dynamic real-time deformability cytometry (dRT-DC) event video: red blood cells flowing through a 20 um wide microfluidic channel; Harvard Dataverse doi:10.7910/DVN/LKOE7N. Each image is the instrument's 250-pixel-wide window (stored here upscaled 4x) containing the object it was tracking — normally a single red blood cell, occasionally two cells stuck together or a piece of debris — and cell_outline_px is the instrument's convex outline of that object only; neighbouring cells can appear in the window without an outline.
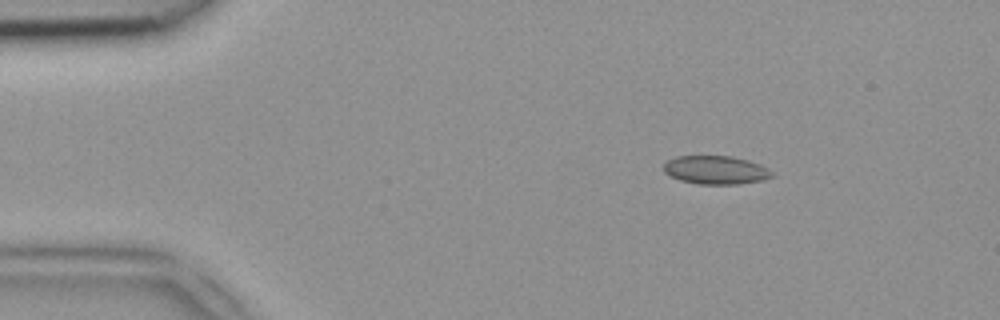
{"species": "common noctule bat (a hibernating species)", "species_latin": "Nyctalus noctula", "temperature_condition": "room temperature", "stored_images_in_passage": 47, "camera_frame_rate_fps": 3000, "um_per_image_px": 0.085, "animal": {"sex": "female", "body_mass_g": 18.4}, "frame": {"image": 1, "passage_image": 6, "time_ms": 1.667, "image_size_px": [1000, 320], "cell_outline_px": [[776, 176], [764, 180], [736, 184], [700, 184], [680, 180], [664, 172], [664, 164], [668, 160], [676, 156], [732, 156], [748, 160], [760, 164], [768, 168]], "centroid_in_image_um": [60.88, 14.45], "position_along_channel_um": 24.1, "area_um2": 17.98}}
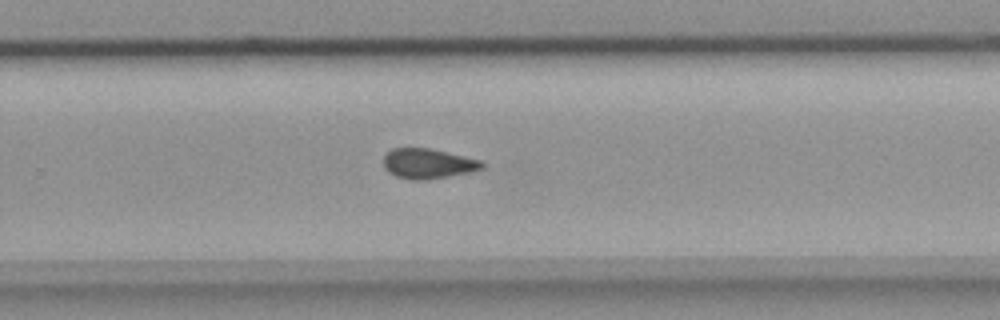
{"frame": {"image": 2, "passage_image": 30, "time_ms": 9.667, "image_size_px": [1000, 320], "cell_outline_px": [[484, 168], [472, 172], [424, 180], [412, 180], [396, 176], [388, 172], [384, 168], [384, 156], [392, 148], [432, 148], [480, 160], [484, 164]], "centroid_in_image_um": [36.38, 13.9], "position_along_channel_um": 293.4, "area_um2": 17.28}}
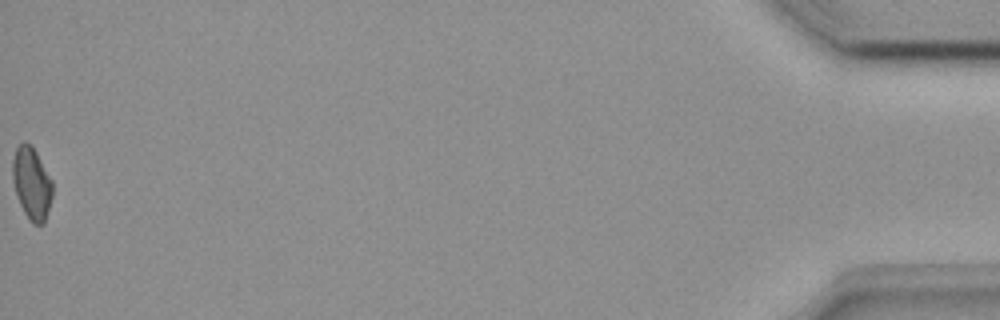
{"frame": {"image": 3, "passage_image": 47, "time_ms": 15.333, "image_size_px": [1000, 320], "cell_outline_px": [[52, 196], [48, 212], [44, 224], [32, 224], [28, 220], [20, 204], [12, 180], [12, 160], [16, 148], [24, 140], [32, 144], [52, 180]], "centroid_in_image_um": [2.69, 15.57], "position_along_channel_um": 432.5, "area_um2": 16.99}}